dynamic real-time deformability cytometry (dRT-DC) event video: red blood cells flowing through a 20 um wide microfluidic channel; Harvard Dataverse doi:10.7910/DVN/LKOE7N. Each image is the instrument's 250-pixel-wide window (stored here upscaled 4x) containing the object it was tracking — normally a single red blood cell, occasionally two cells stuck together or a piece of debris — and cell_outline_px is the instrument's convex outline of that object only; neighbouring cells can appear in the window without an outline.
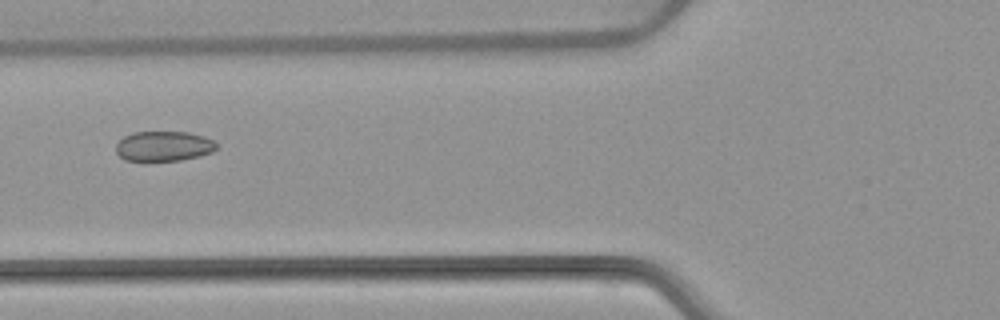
{"species": "common noctule bat (a hibernating species)", "species_latin": "Nyctalus noctula", "temperature_condition": "warm", "stored_images_in_passage": 5, "camera_frame_rate_fps": 3000, "um_per_image_px": 0.085, "animal": {"sex": "female", "body_mass_g": 22.7, "forearm_length_mm": 54.2}, "frame": {"image": 1, "passage_image": 5, "time_ms": 6.0, "image_size_px": [1000, 320], "cell_outline_px": [[216, 148], [212, 152], [200, 156], [180, 160], [124, 160], [116, 152], [116, 144], [124, 136], [132, 132], [188, 132], [204, 136], [212, 140], [216, 144]], "centroid_in_image_um": [13.91, 12.41], "position_along_channel_um": 111.9, "area_um2": 17.46}}